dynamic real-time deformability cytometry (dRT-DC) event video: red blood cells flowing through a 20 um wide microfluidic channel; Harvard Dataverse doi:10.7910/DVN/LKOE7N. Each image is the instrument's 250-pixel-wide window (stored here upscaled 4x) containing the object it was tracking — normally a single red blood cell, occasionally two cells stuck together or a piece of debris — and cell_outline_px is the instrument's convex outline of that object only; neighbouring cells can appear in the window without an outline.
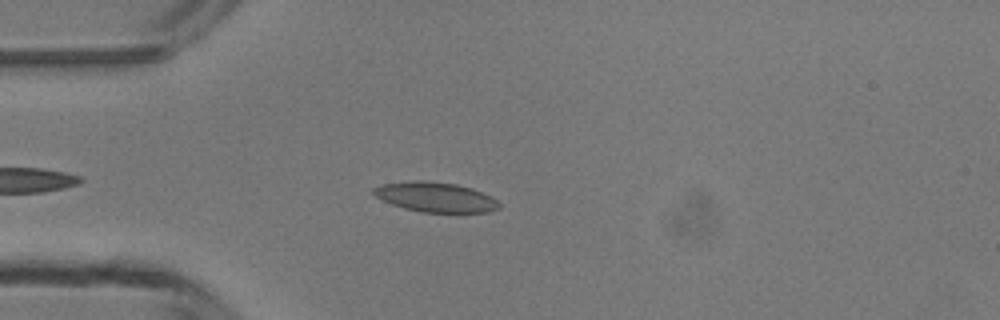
{"species": "common noctule bat (a hibernating species)", "species_latin": "Nyctalus noctula", "temperature_condition": "room temperature", "stored_images_in_passage": 1, "camera_frame_rate_fps": 3000, "um_per_image_px": 0.085, "animal": {"sex": "male", "body_mass_g": 13.3}, "frame": {"image": 1, "passage_image": 1, "time_ms": 0.0, "image_size_px": [1000, 320], "cell_outline_px": [[500, 208], [488, 212], [420, 212], [404, 208], [392, 204], [376, 196], [372, 192], [372, 188], [380, 184], [408, 180], [420, 180], [456, 184], [472, 188], [492, 196], [500, 204]], "centroid_in_image_um": [37.0, 16.74], "position_along_channel_um": 48.0, "area_um2": 21.91}}